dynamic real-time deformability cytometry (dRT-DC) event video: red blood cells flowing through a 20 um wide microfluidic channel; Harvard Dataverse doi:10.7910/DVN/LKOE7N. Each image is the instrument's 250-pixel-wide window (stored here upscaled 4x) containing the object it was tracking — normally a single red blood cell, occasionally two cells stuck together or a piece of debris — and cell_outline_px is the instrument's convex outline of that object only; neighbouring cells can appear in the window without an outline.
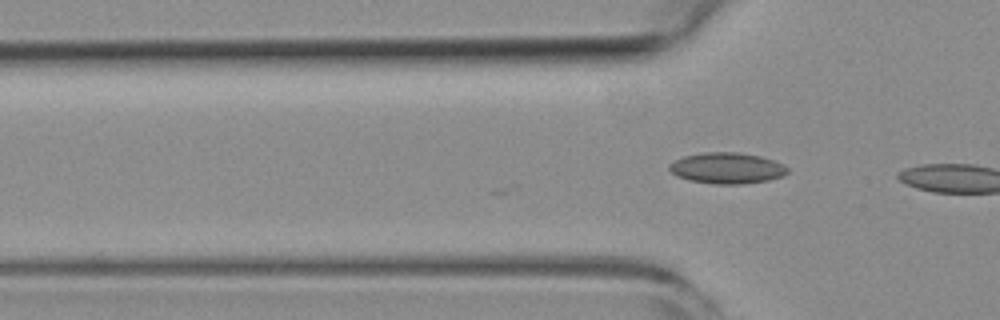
{"species": "common noctule bat (a hibernating species)", "species_latin": "Nyctalus noctula", "temperature_condition": "room temperature", "stored_images_in_passage": 11, "camera_frame_rate_fps": 3000, "um_per_image_px": 0.085, "animal": {"sex": "female", "body_mass_g": 19.3, "forearm_length_mm": 54.1}, "frame": {"image": 1, "passage_image": 11, "time_ms": 3.333, "image_size_px": [1000, 320], "cell_outline_px": [[788, 172], [784, 176], [768, 180], [744, 184], [716, 184], [688, 180], [676, 176], [668, 168], [668, 164], [684, 156], [704, 152], [736, 152], [760, 156], [784, 164], [788, 168]], "centroid_in_image_um": [61.79, 14.29], "position_along_channel_um": 64.0, "area_um2": 21.44}}